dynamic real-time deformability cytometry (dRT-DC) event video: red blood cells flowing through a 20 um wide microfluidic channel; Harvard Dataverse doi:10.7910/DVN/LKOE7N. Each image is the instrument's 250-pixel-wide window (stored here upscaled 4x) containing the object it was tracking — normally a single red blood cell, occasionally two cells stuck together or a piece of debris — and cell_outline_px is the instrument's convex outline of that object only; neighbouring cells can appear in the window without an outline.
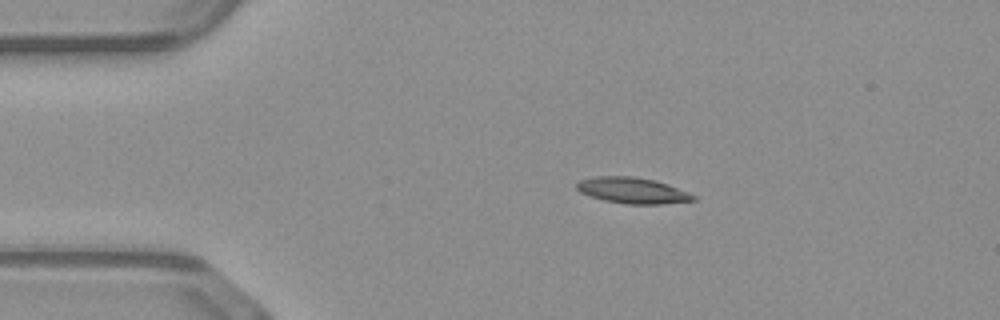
{"species": "common noctule bat (a hibernating species)", "species_latin": "Nyctalus noctula", "temperature_condition": "warm", "stored_images_in_passage": 42, "camera_frame_rate_fps": 3000, "um_per_image_px": 0.085, "animal": {"sex": "male", "body_mass_g": 23.1, "forearm_length_mm": 52.7}, "frame": {"image": 1, "passage_image": 1, "time_ms": 0.0, "image_size_px": [1000, 320], "cell_outline_px": [[696, 200], [660, 204], [628, 204], [604, 200], [588, 196], [580, 192], [576, 188], [576, 184], [580, 180], [596, 176], [632, 176], [656, 180], [668, 184], [688, 192], [696, 196]], "centroid_in_image_um": [53.75, 16.18], "position_along_channel_um": 31.2, "area_um2": 17.69}}
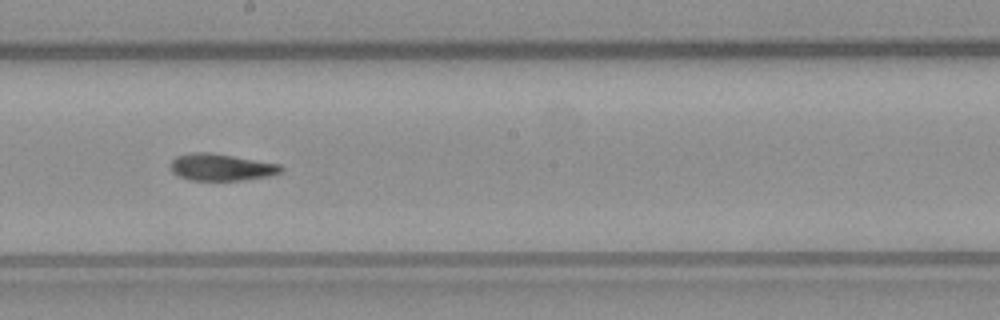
{"frame": {"image": 2, "passage_image": 19, "time_ms": 6.0, "image_size_px": [1000, 320], "cell_outline_px": [[284, 168], [280, 172], [268, 176], [240, 180], [192, 180], [180, 176], [172, 172], [172, 160], [176, 156], [192, 152], [208, 152], [280, 164]], "centroid_in_image_um": [18.8, 14.21], "position_along_channel_um": 229.4, "area_um2": 16.99}}
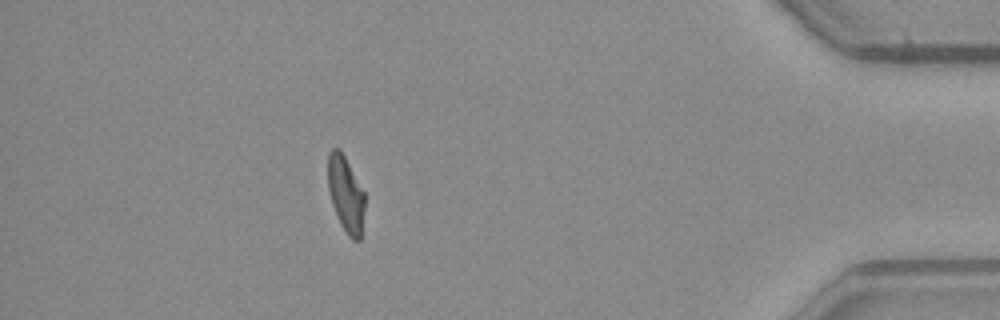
{"frame": {"image": 3, "passage_image": 36, "time_ms": 11.667, "image_size_px": [1000, 320], "cell_outline_px": [[364, 208], [360, 240], [352, 240], [348, 236], [340, 224], [332, 204], [328, 192], [328, 152], [332, 148], [340, 148], [364, 192]], "centroid_in_image_um": [29.37, 16.5], "position_along_channel_um": 405.8, "area_um2": 16.24}, "authors_computed_cell_mechanics": {"area_um2": 17.629, "velocity_mm_per_s": 4.0829, "shape_relaxation_time_tau1_ms": 7.4395, "shape_relaxation_time_tau2_ms": 2.2114, "deformation_change_tau1": 0.2311, "deformation_change_tau2": 0.0955}}